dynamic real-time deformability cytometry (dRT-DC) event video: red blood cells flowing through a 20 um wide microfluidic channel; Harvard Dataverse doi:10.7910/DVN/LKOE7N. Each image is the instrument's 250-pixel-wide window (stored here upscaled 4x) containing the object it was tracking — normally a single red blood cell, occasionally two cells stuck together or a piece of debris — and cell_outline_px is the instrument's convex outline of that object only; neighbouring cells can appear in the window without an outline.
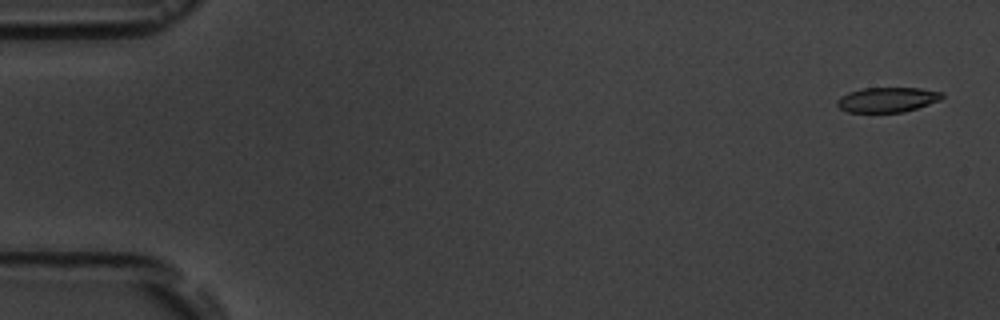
{"species": "common noctule bat (a hibernating species)", "species_latin": "Nyctalus noctula", "temperature_condition": "room temperature", "stored_images_in_passage": 5, "camera_frame_rate_fps": 3000, "um_per_image_px": 0.085, "animal": {"sex": "male", "body_mass_g": 19.5, "forearm_length_mm": 54.6}, "frame": {"image": 1, "passage_image": 1, "time_ms": 0.0, "image_size_px": [1000, 320], "cell_outline_px": [[944, 96], [940, 100], [904, 112], [848, 112], [840, 108], [836, 104], [836, 100], [840, 96], [848, 92], [864, 88], [920, 88], [944, 92]], "centroid_in_image_um": [75.42, 8.47], "position_along_channel_um": 9.6, "area_um2": 15.26}}
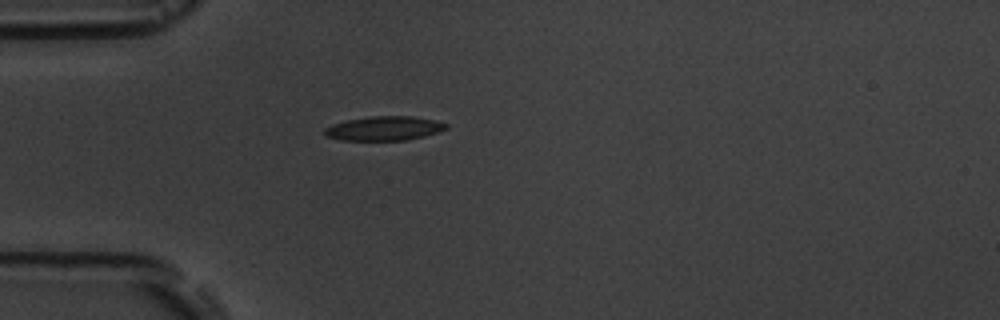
{"frame": {"image": 2, "passage_image": 5, "time_ms": 4.667, "image_size_px": [1000, 320], "cell_outline_px": [[448, 128], [424, 136], [404, 140], [340, 140], [324, 136], [324, 128], [332, 124], [348, 120], [372, 116], [412, 116], [432, 120], [448, 124]], "centroid_in_image_um": [32.61, 10.91], "position_along_channel_um": 52.4, "area_um2": 16.99}}